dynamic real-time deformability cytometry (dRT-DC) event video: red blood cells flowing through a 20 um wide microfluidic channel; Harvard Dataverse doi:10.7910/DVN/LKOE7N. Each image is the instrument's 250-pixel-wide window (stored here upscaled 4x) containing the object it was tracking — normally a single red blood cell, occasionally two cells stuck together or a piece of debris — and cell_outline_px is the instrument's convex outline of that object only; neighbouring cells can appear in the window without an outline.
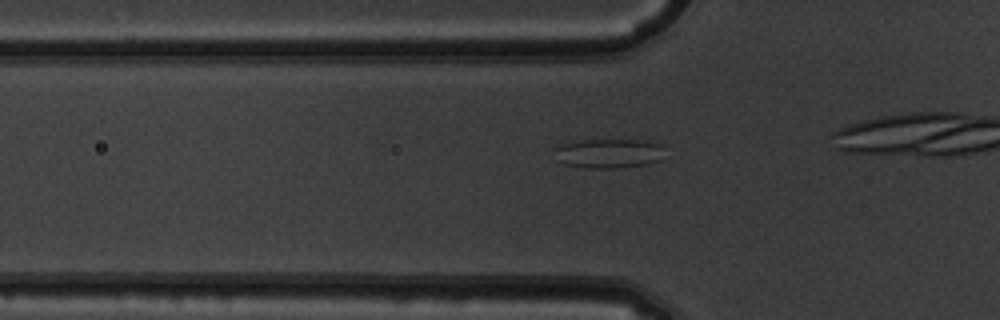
{"species": "common noctule bat (a hibernating species)", "species_latin": "Nyctalus noctula", "temperature_condition": "warm", "stored_images_in_passage": 10, "camera_frame_rate_fps": 3000, "um_per_image_px": 0.085, "animal": {"sex": "male", "body_mass_g": 19.5, "forearm_length_mm": 54.6}, "frame": {"image": 1, "passage_image": 5, "time_ms": 1.333, "image_size_px": [1000, 320], "cell_outline_px": [[664, 144], [660, 160], [648, 164], [616, 168], [588, 168], [564, 164], [556, 160], [552, 148], [560, 144], [584, 140], [640, 140]], "centroid_in_image_um": [51.7, 13.04], "position_along_channel_um": 74.1, "area_um2": 19.07}}